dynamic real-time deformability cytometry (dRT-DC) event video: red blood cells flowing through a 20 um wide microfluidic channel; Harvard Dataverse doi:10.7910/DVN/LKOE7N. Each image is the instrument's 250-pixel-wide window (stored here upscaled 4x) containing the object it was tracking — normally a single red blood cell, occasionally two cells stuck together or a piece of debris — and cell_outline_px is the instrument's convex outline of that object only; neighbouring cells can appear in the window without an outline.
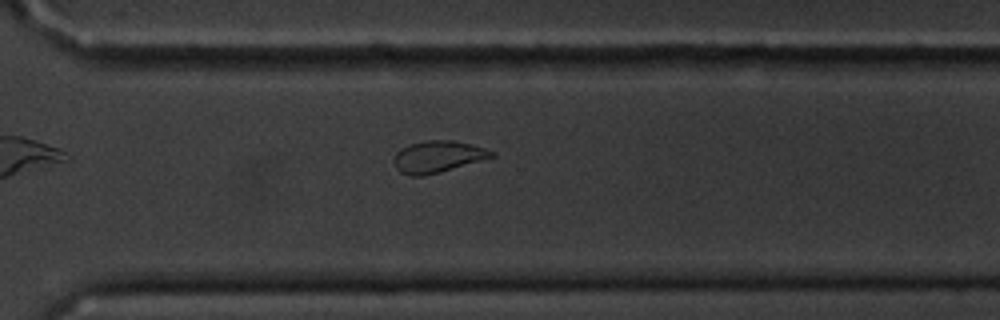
{"species": "common noctule bat (a hibernating species)", "species_latin": "Nyctalus noctula", "temperature_condition": "cold", "stored_images_in_passage": 12, "camera_frame_rate_fps": 3000, "um_per_image_px": 0.085, "animal": {"sex": "male", "body_mass_g": 20.1, "forearm_length_mm": 53.5}, "frame": {"image": 1, "passage_image": 12, "time_ms": 13.667, "image_size_px": [1000, 320], "cell_outline_px": [[496, 156], [440, 172], [424, 176], [412, 176], [400, 172], [396, 168], [392, 160], [396, 152], [400, 148], [408, 144], [428, 140], [452, 140], [484, 148], [496, 152]], "centroid_in_image_um": [37.17, 13.32], "position_along_channel_um": 333.4, "area_um2": 18.09}}